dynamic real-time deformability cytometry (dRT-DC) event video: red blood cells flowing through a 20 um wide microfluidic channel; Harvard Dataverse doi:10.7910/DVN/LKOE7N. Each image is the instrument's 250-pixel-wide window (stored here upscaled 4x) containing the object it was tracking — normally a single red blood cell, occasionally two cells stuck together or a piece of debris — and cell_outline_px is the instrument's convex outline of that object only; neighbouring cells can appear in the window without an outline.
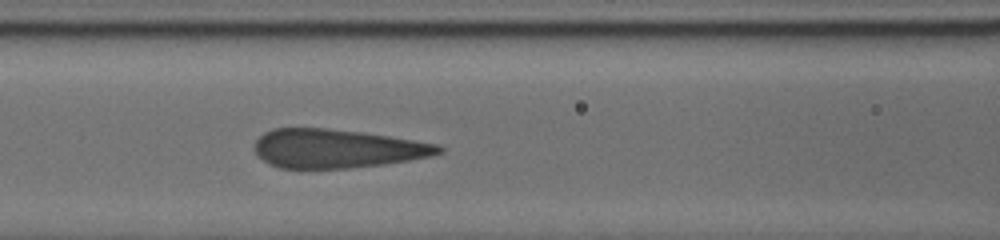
{"species": "human", "species_latin": "Homo sapiens", "temperature_condition": "cold", "stored_images_in_passage": 4, "camera_frame_rate_fps": 3000, "um_per_image_px": 0.085, "donor": {"sex": "male"}, "frame": {"image": 1, "passage_image": 4, "time_ms": 2.667, "image_size_px": [1000, 240], "cell_outline_px": [[444, 152], [432, 156], [384, 164], [348, 168], [280, 168], [268, 164], [256, 152], [256, 140], [264, 132], [272, 128], [328, 128], [360, 132], [388, 136], [440, 144], [444, 148]], "centroid_in_image_um": [28.67, 12.62], "position_along_channel_um": 137.9, "area_um2": 41.5}}